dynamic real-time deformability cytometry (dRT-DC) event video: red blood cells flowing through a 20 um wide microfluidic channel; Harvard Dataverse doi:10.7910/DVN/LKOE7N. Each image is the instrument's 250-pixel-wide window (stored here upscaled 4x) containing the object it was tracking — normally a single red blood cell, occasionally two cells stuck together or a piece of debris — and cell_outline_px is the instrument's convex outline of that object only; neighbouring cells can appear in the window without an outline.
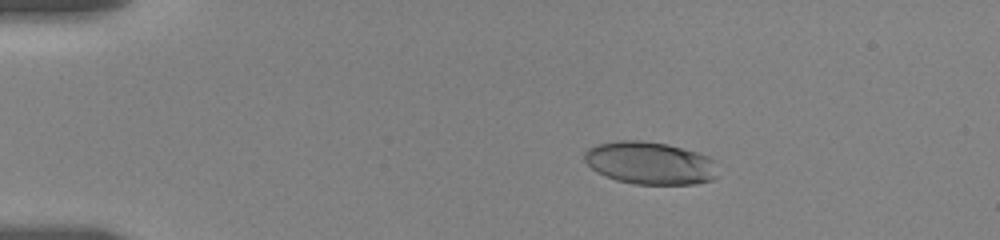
{"species": "human", "species_latin": "Homo sapiens", "temperature_condition": "room temperature", "stored_images_in_passage": 21, "camera_frame_rate_fps": 3000, "um_per_image_px": 0.085, "donor": {"sex": "female"}, "frame": {"image": 1, "passage_image": 7, "time_ms": 3.0, "image_size_px": [1000, 240], "cell_outline_px": [[716, 176], [712, 180], [696, 184], [632, 184], [616, 180], [604, 176], [596, 172], [584, 160], [584, 152], [588, 148], [596, 144], [620, 140], [640, 140], [668, 144], [696, 152], [708, 156], [716, 160]], "centroid_in_image_um": [55.24, 13.86], "position_along_channel_um": 29.8, "area_um2": 33.41}}
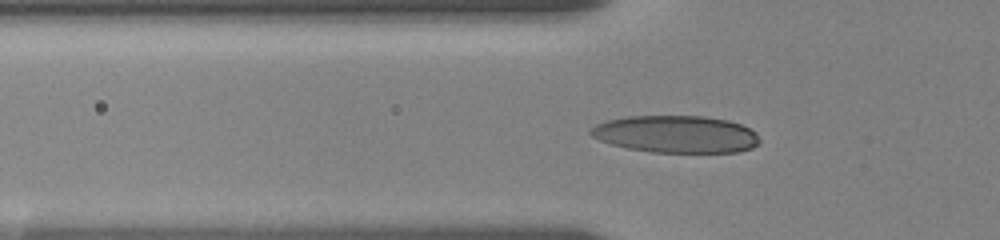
{"frame": {"image": 2, "passage_image": 15, "time_ms": 6.0, "image_size_px": [1000, 240], "cell_outline_px": [[760, 144], [752, 148], [736, 152], [652, 152], [628, 148], [612, 144], [600, 140], [592, 136], [588, 132], [588, 128], [596, 124], [608, 120], [628, 116], [704, 116], [728, 120], [740, 124], [756, 132], [760, 140]], "centroid_in_image_um": [57.46, 11.4], "position_along_channel_um": 68.3, "area_um2": 36.7}}
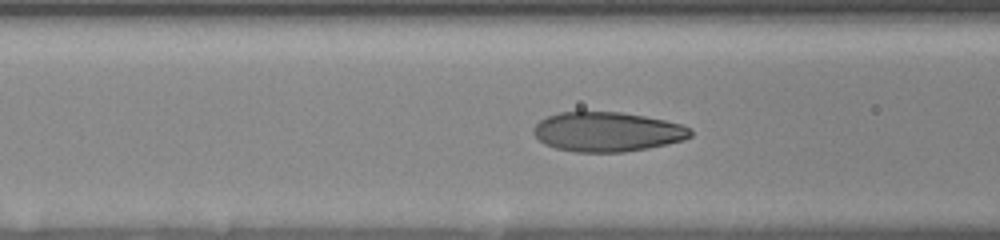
{"frame": {"image": 3, "passage_image": 19, "time_ms": 7.333, "image_size_px": [1000, 240], "cell_outline_px": [[692, 136], [684, 140], [668, 144], [648, 148], [624, 152], [576, 152], [556, 148], [544, 144], [532, 132], [532, 128], [540, 120], [548, 116], [560, 112], [624, 112], [664, 120], [680, 124], [692, 128]], "centroid_in_image_um": [51.63, 11.2], "position_along_channel_um": 115.0, "area_um2": 36.3}}